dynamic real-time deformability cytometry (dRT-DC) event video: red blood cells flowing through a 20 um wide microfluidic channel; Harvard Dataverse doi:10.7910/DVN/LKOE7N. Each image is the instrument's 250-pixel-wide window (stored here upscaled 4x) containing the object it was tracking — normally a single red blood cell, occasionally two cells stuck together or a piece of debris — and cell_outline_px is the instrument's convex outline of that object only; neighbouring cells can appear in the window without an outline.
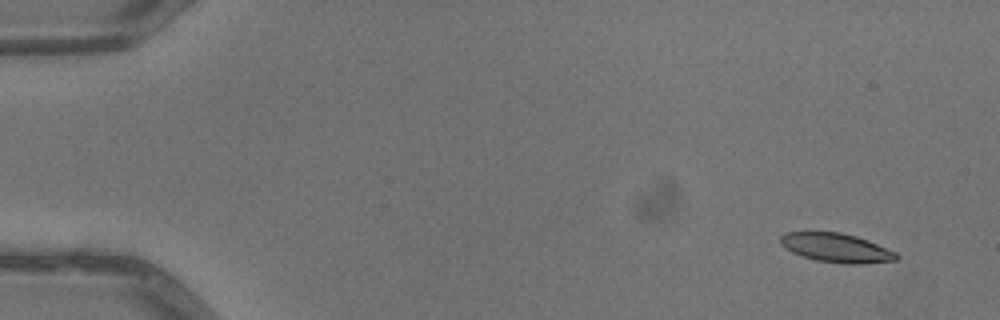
{"species": "common noctule bat (a hibernating species)", "species_latin": "Nyctalus noctula", "temperature_condition": "warm", "stored_images_in_passage": 6, "camera_frame_rate_fps": 3000, "um_per_image_px": 0.085, "animal": {"sex": "male", "body_mass_g": 13.3}, "frame": {"image": 1, "passage_image": 1, "time_ms": 0.0, "image_size_px": [1000, 320], "cell_outline_px": [[900, 256], [896, 260], [864, 264], [844, 264], [816, 260], [800, 256], [784, 248], [780, 244], [780, 236], [784, 232], [840, 232], [856, 236], [868, 240], [896, 252]], "centroid_in_image_um": [71.07, 21.07], "position_along_channel_um": 13.9, "area_um2": 19.83}}
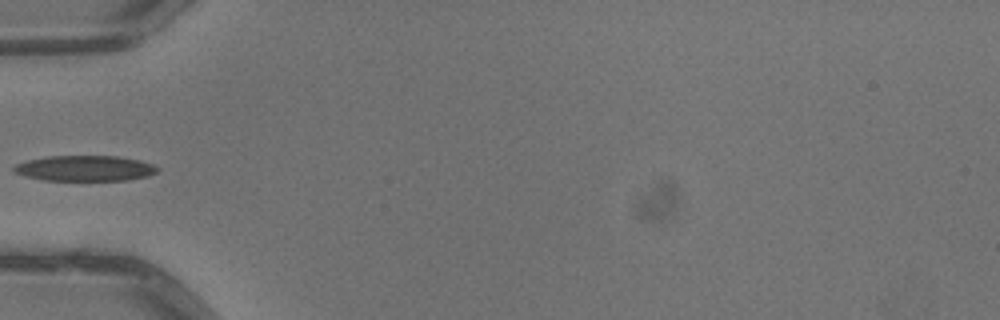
{"frame": {"image": 2, "passage_image": 5, "time_ms": 1.333, "image_size_px": [1000, 320], "cell_outline_px": [[160, 168], [156, 172], [148, 176], [128, 180], [44, 180], [24, 176], [12, 172], [12, 168], [16, 164], [28, 160], [48, 156], [116, 156], [140, 160], [152, 164]], "centroid_in_image_um": [7.2, 14.3], "position_along_channel_um": 77.8, "area_um2": 21.39}}
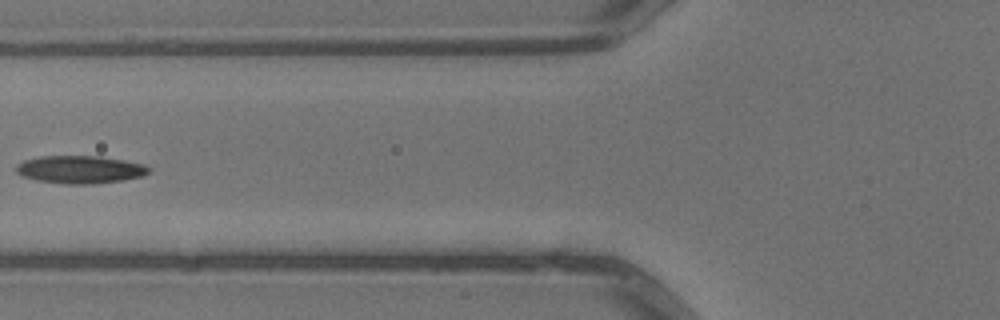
{"frame": {"image": 3, "passage_image": 6, "time_ms": 1.667, "image_size_px": [1000, 320], "cell_outline_px": [[152, 168], [144, 176], [124, 180], [92, 184], [64, 184], [36, 180], [20, 176], [16, 172], [16, 164], [24, 160], [40, 156], [100, 156], [124, 160], [144, 164]], "centroid_in_image_um": [6.8, 14.41], "position_along_channel_um": 119.0, "area_um2": 21.73}}